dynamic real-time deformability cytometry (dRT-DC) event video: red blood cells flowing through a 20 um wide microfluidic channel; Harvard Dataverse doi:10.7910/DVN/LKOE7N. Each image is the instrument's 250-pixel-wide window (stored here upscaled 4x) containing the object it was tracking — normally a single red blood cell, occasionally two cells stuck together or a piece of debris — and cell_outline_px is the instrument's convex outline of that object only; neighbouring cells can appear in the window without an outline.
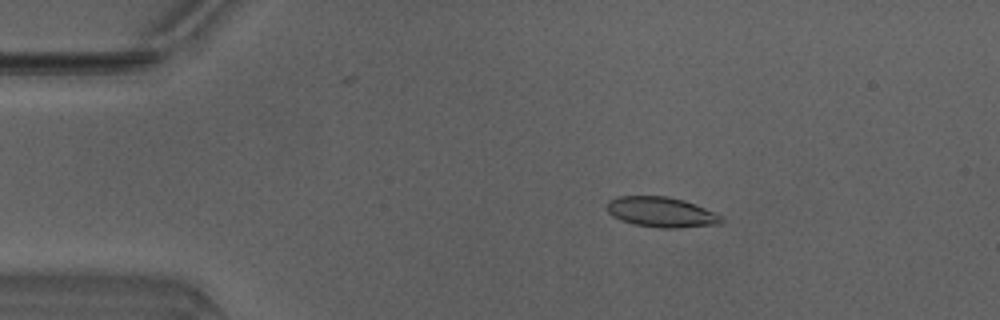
{"species": "Egyptian fruit bat (a non-hibernating species)", "species_latin": "Rousettus aegyptiacus", "temperature_condition": "warm", "stored_images_in_passage": 41, "camera_frame_rate_fps": 3000, "um_per_image_px": 0.085, "animal": {"sex": "male"}, "frame": {"image": 1, "passage_image": 1, "time_ms": 0.0, "image_size_px": [1000, 320], "cell_outline_px": [[724, 220], [720, 224], [680, 228], [660, 228], [632, 224], [620, 220], [612, 216], [608, 212], [608, 200], [620, 196], [668, 196], [684, 200], [716, 212], [724, 216]], "centroid_in_image_um": [56.25, 18.04], "position_along_channel_um": 28.7, "area_um2": 20.4}}
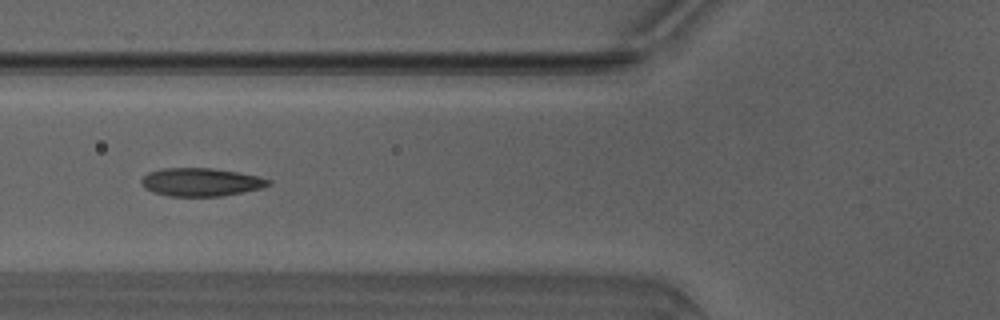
{"frame": {"image": 2, "passage_image": 11, "time_ms": 3.333, "image_size_px": [1000, 320], "cell_outline_px": [[272, 184], [260, 188], [220, 196], [168, 196], [152, 192], [144, 188], [140, 180], [148, 172], [160, 168], [212, 168], [260, 176], [272, 180]], "centroid_in_image_um": [17.05, 15.47], "position_along_channel_um": 108.7, "area_um2": 20.87}}
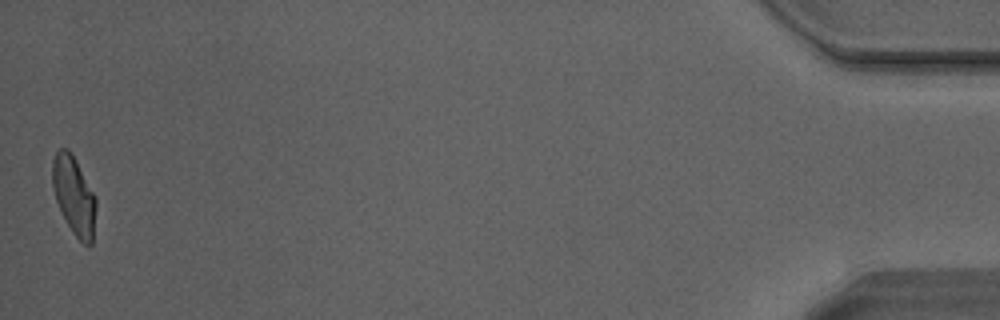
{"frame": {"image": 3, "passage_image": 41, "time_ms": 13.333, "image_size_px": [1000, 320], "cell_outline_px": [[96, 208], [92, 244], [84, 244], [72, 232], [56, 200], [52, 188], [52, 160], [56, 152], [60, 148], [68, 148], [96, 196]], "centroid_in_image_um": [6.28, 16.61], "position_along_channel_um": 428.9, "area_um2": 19.65}, "authors_computed_cell_mechanics": {"area_um2": 20.3456, "velocity_mm_per_s": 4.1851, "shape_relaxation_time_tau1_ms": 3.4005, "shape_relaxation_time_tau2_ms": 0.9843, "deformation_change_tau1": 0.1524, "deformation_change_tau2": 0.061}}